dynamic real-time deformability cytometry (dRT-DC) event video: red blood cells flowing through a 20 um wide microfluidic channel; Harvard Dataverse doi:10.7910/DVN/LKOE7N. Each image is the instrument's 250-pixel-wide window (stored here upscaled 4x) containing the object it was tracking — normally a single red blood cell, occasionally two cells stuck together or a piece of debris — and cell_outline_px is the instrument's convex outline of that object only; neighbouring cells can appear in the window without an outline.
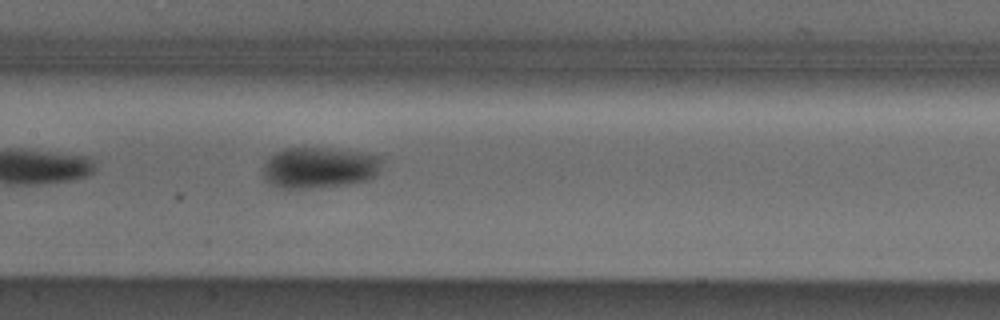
{"species": "Egyptian fruit bat (a non-hibernating species)", "species_latin": "Rousettus aegyptiacus", "temperature_condition": "cold", "stored_images_in_passage": 13, "camera_frame_rate_fps": 3000, "um_per_image_px": 0.085, "animal": {"sex": "male"}, "frame": {"image": 1, "passage_image": 10, "time_ms": 3.0, "image_size_px": [1000, 320], "cell_outline_px": [[384, 160], [380, 172], [376, 176], [368, 180], [344, 184], [312, 188], [280, 188], [268, 184], [264, 180], [260, 168], [264, 160], [276, 152], [284, 148], [324, 148], [360, 152], [384, 156]], "centroid_in_image_um": [27.12, 14.25], "position_along_channel_um": 180.3, "area_um2": 29.13}}